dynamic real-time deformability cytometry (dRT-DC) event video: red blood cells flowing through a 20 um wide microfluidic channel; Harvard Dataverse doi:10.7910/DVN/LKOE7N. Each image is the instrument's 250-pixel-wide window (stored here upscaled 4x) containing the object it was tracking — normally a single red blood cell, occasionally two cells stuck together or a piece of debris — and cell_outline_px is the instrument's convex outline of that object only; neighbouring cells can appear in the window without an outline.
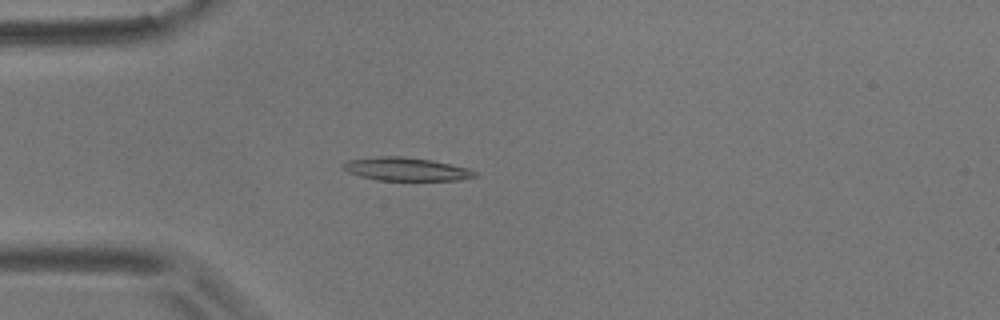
{"species": "common noctule bat (a hibernating species)", "species_latin": "Nyctalus noctula", "temperature_condition": "room temperature", "stored_images_in_passage": 4, "camera_frame_rate_fps": 3000, "um_per_image_px": 0.085, "animal": {"sex": "male", "body_mass_g": 17.9}, "frame": {"image": 1, "passage_image": 4, "time_ms": 3.333, "image_size_px": [1000, 320], "cell_outline_px": [[480, 176], [460, 180], [376, 180], [360, 176], [348, 172], [344, 168], [344, 164], [348, 160], [380, 156], [404, 156], [432, 160], [468, 168], [476, 172]], "centroid_in_image_um": [34.57, 14.38], "position_along_channel_um": 50.4, "area_um2": 17.8}}